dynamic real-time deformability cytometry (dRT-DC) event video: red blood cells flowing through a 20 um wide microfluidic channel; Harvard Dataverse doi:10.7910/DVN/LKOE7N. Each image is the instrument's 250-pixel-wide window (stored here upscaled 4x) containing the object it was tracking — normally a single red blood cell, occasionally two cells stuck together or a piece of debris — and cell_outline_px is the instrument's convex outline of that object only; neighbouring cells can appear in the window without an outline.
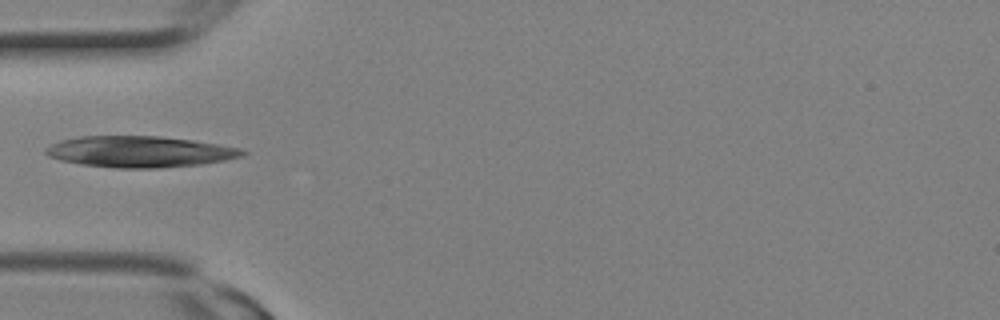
{"species": "Egyptian fruit bat (a non-hibernating species)", "species_latin": "Rousettus aegyptiacus", "temperature_condition": "room temperature", "stored_images_in_passage": 2, "camera_frame_rate_fps": 3000, "um_per_image_px": 0.085, "animal": {"sex": "female"}, "frame": {"image": 1, "passage_image": 1, "time_ms": 0.0, "image_size_px": [1000, 320], "cell_outline_px": [[248, 152], [244, 156], [224, 160], [200, 164], [160, 168], [116, 168], [80, 164], [60, 160], [48, 156], [44, 152], [44, 148], [60, 140], [80, 136], [160, 136], [192, 140], [240, 148]], "centroid_in_image_um": [11.85, 12.89], "position_along_channel_um": 73.2, "area_um2": 35.78}}